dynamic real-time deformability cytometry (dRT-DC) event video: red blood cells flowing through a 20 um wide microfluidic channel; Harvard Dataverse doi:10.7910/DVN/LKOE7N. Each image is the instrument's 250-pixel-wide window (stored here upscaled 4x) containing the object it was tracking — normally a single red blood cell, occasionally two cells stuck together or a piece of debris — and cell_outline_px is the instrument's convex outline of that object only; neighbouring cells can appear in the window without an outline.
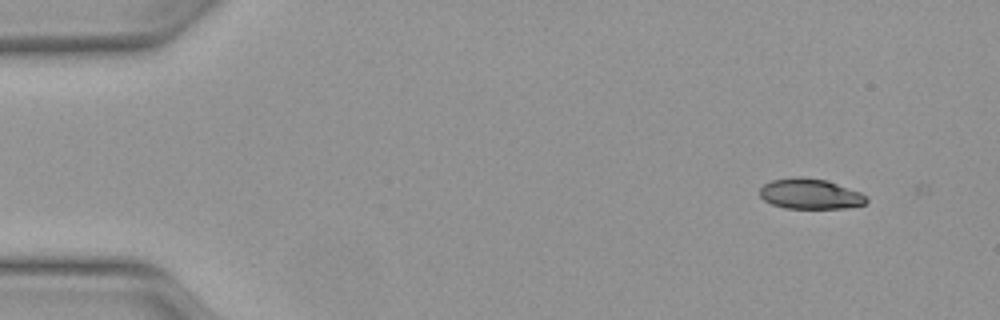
{"species": "Egyptian fruit bat (a non-hibernating species)", "species_latin": "Rousettus aegyptiacus", "temperature_condition": "warm", "stored_images_in_passage": 3, "camera_frame_rate_fps": 3000, "um_per_image_px": 0.085, "animal": {"sex": "female"}, "frame": {"image": 1, "passage_image": 2, "time_ms": 0.333, "image_size_px": [1000, 320], "cell_outline_px": [[868, 200], [864, 204], [844, 208], [784, 208], [772, 204], [764, 200], [760, 196], [760, 188], [764, 184], [772, 180], [796, 176], [800, 176], [828, 180], [860, 192], [868, 196]], "centroid_in_image_um": [68.87, 16.47], "position_along_channel_um": 16.1, "area_um2": 18.96}}